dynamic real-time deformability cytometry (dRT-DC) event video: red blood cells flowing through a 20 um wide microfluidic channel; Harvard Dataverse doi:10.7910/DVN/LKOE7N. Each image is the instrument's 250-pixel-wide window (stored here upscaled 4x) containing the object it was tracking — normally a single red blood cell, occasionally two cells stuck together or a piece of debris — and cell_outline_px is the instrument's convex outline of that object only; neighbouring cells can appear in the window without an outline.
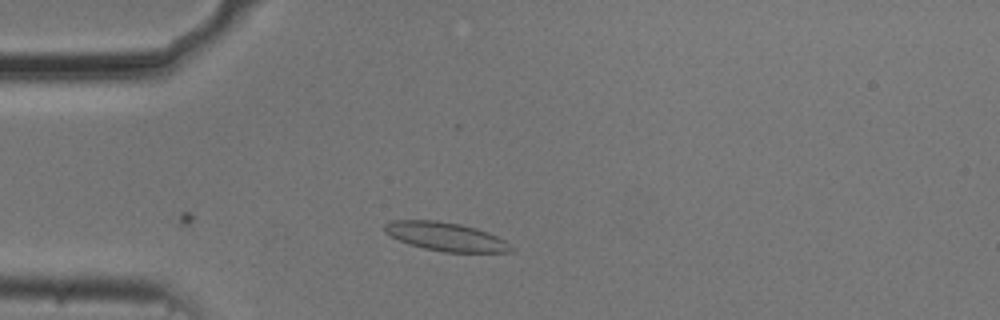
{"species": "common noctule bat (a hibernating species)", "species_latin": "Nyctalus noctula", "temperature_condition": "cold", "stored_images_in_passage": 35, "camera_frame_rate_fps": 3000, "um_per_image_px": 0.085, "animal": {"sex": "male", "body_mass_g": 20.5, "forearm_length_mm": 52.5}, "frame": {"image": 1, "passage_image": 1, "time_ms": 0.0, "image_size_px": [1000, 320], "cell_outline_px": [[512, 252], [444, 252], [424, 248], [408, 244], [384, 232], [384, 224], [392, 220], [436, 220], [460, 224], [476, 228], [496, 236], [504, 240], [512, 248]], "centroid_in_image_um": [37.85, 20.11], "position_along_channel_um": 47.1, "area_um2": 20.87}}
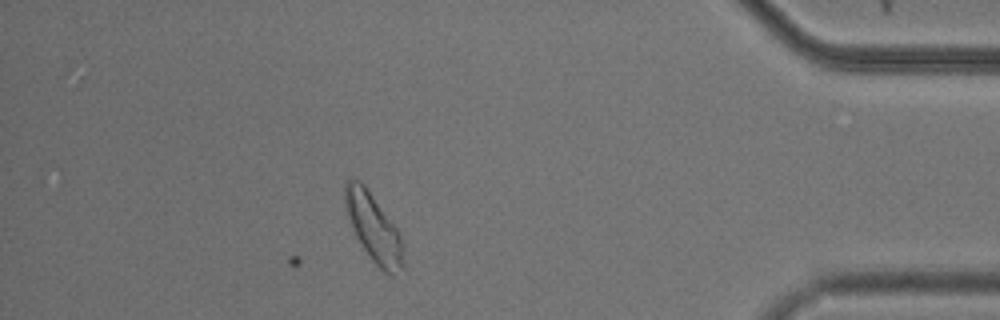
{"frame": {"image": 2, "passage_image": 35, "time_ms": 11.333, "image_size_px": [1000, 320], "cell_outline_px": [[404, 268], [392, 272], [384, 272], [372, 260], [360, 244], [352, 228], [344, 208], [344, 184], [352, 176], [360, 180], [368, 188], [400, 232], [404, 260]], "centroid_in_image_um": [31.72, 19.27], "position_along_channel_um": 403.5, "area_um2": 23.29}}